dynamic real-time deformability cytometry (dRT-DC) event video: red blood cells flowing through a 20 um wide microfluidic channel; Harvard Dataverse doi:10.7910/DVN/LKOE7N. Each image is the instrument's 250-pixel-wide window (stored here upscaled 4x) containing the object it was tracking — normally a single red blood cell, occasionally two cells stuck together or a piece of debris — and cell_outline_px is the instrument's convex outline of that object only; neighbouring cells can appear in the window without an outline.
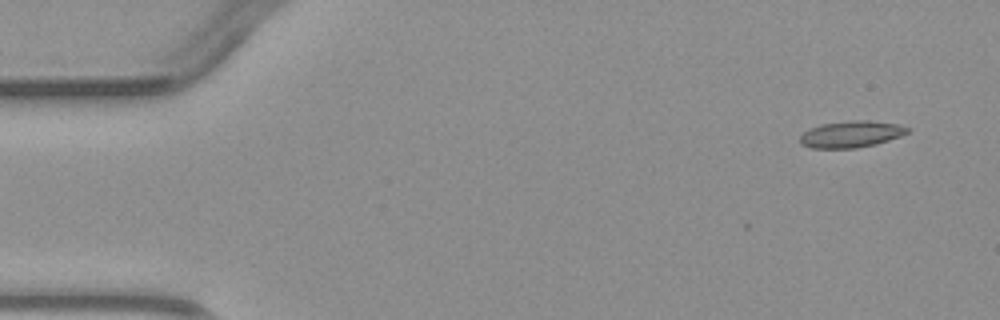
{"species": "common noctule bat (a hibernating species)", "species_latin": "Nyctalus noctula", "temperature_condition": "warm", "stored_images_in_passage": 4, "camera_frame_rate_fps": 3000, "um_per_image_px": 0.085, "animal": {"sex": "male", "body_mass_g": 23.1, "forearm_length_mm": 52.7}, "frame": {"image": 1, "passage_image": 1, "time_ms": 0.0, "image_size_px": [1000, 320], "cell_outline_px": [[912, 128], [908, 132], [900, 136], [876, 144], [856, 148], [812, 148], [800, 144], [800, 136], [804, 132], [820, 124], [852, 120], [868, 120], [896, 124]], "centroid_in_image_um": [72.35, 11.4], "position_along_channel_um": 12.6, "area_um2": 16.59}}
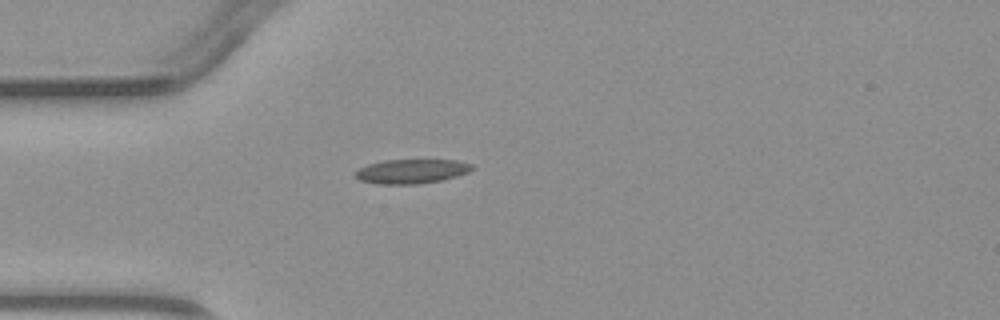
{"frame": {"image": 2, "passage_image": 4, "time_ms": 3.333, "image_size_px": [1000, 320], "cell_outline_px": [[476, 168], [468, 172], [456, 176], [440, 180], [420, 184], [376, 184], [360, 180], [356, 176], [356, 172], [360, 168], [368, 164], [384, 160], [456, 160], [472, 164]], "centroid_in_image_um": [35.01, 14.56], "position_along_channel_um": 50.0, "area_um2": 16.47}}